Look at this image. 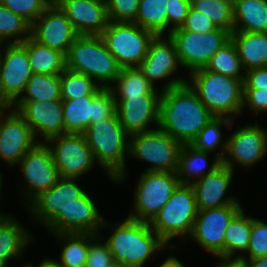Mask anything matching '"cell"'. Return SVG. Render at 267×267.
Returning <instances> with one entry per match:
<instances>
[{"label": "cell", "mask_w": 267, "mask_h": 267, "mask_svg": "<svg viewBox=\"0 0 267 267\" xmlns=\"http://www.w3.org/2000/svg\"><path fill=\"white\" fill-rule=\"evenodd\" d=\"M9 110H0V159L13 167L40 140H36L30 126L14 108L8 115L5 113Z\"/></svg>", "instance_id": "cell-16"}, {"label": "cell", "mask_w": 267, "mask_h": 267, "mask_svg": "<svg viewBox=\"0 0 267 267\" xmlns=\"http://www.w3.org/2000/svg\"><path fill=\"white\" fill-rule=\"evenodd\" d=\"M102 235H97L90 243L85 267H108L115 260L106 242H99Z\"/></svg>", "instance_id": "cell-45"}, {"label": "cell", "mask_w": 267, "mask_h": 267, "mask_svg": "<svg viewBox=\"0 0 267 267\" xmlns=\"http://www.w3.org/2000/svg\"><path fill=\"white\" fill-rule=\"evenodd\" d=\"M0 108L3 109V88L1 83V69H0Z\"/></svg>", "instance_id": "cell-54"}, {"label": "cell", "mask_w": 267, "mask_h": 267, "mask_svg": "<svg viewBox=\"0 0 267 267\" xmlns=\"http://www.w3.org/2000/svg\"><path fill=\"white\" fill-rule=\"evenodd\" d=\"M222 260L217 267H246L240 259H220Z\"/></svg>", "instance_id": "cell-51"}, {"label": "cell", "mask_w": 267, "mask_h": 267, "mask_svg": "<svg viewBox=\"0 0 267 267\" xmlns=\"http://www.w3.org/2000/svg\"><path fill=\"white\" fill-rule=\"evenodd\" d=\"M65 58L66 69L87 75L103 88L112 86L122 70L101 35H78Z\"/></svg>", "instance_id": "cell-4"}, {"label": "cell", "mask_w": 267, "mask_h": 267, "mask_svg": "<svg viewBox=\"0 0 267 267\" xmlns=\"http://www.w3.org/2000/svg\"><path fill=\"white\" fill-rule=\"evenodd\" d=\"M33 239L12 216L0 217V267H7L10 260L19 258Z\"/></svg>", "instance_id": "cell-25"}, {"label": "cell", "mask_w": 267, "mask_h": 267, "mask_svg": "<svg viewBox=\"0 0 267 267\" xmlns=\"http://www.w3.org/2000/svg\"><path fill=\"white\" fill-rule=\"evenodd\" d=\"M110 86L114 98L141 97L147 94H162L139 70L138 67L122 68L121 73ZM118 94V95H117ZM119 96V97H118Z\"/></svg>", "instance_id": "cell-31"}, {"label": "cell", "mask_w": 267, "mask_h": 267, "mask_svg": "<svg viewBox=\"0 0 267 267\" xmlns=\"http://www.w3.org/2000/svg\"><path fill=\"white\" fill-rule=\"evenodd\" d=\"M53 235L63 243L58 263L62 267H85L89 243L97 234L56 233Z\"/></svg>", "instance_id": "cell-30"}, {"label": "cell", "mask_w": 267, "mask_h": 267, "mask_svg": "<svg viewBox=\"0 0 267 267\" xmlns=\"http://www.w3.org/2000/svg\"><path fill=\"white\" fill-rule=\"evenodd\" d=\"M16 110L32 129L36 136L44 138L45 143L56 136L64 134L62 100L50 102L15 101L11 108Z\"/></svg>", "instance_id": "cell-18"}, {"label": "cell", "mask_w": 267, "mask_h": 267, "mask_svg": "<svg viewBox=\"0 0 267 267\" xmlns=\"http://www.w3.org/2000/svg\"><path fill=\"white\" fill-rule=\"evenodd\" d=\"M198 214L192 185L179 184L168 202L149 222L151 229L167 244L173 237H190Z\"/></svg>", "instance_id": "cell-6"}, {"label": "cell", "mask_w": 267, "mask_h": 267, "mask_svg": "<svg viewBox=\"0 0 267 267\" xmlns=\"http://www.w3.org/2000/svg\"><path fill=\"white\" fill-rule=\"evenodd\" d=\"M209 154L210 152L198 150L190 144L182 145L179 153L178 167L176 170L180 184L191 185L194 177H196L194 181H197L208 173L215 171L222 165V159L215 156L216 158L212 162V165L208 167L207 158ZM192 178L193 180H191Z\"/></svg>", "instance_id": "cell-26"}, {"label": "cell", "mask_w": 267, "mask_h": 267, "mask_svg": "<svg viewBox=\"0 0 267 267\" xmlns=\"http://www.w3.org/2000/svg\"><path fill=\"white\" fill-rule=\"evenodd\" d=\"M116 113V101L110 88H102L92 100V124Z\"/></svg>", "instance_id": "cell-44"}, {"label": "cell", "mask_w": 267, "mask_h": 267, "mask_svg": "<svg viewBox=\"0 0 267 267\" xmlns=\"http://www.w3.org/2000/svg\"><path fill=\"white\" fill-rule=\"evenodd\" d=\"M241 209V205H224L198 211L190 238L213 256L224 259L226 227Z\"/></svg>", "instance_id": "cell-12"}, {"label": "cell", "mask_w": 267, "mask_h": 267, "mask_svg": "<svg viewBox=\"0 0 267 267\" xmlns=\"http://www.w3.org/2000/svg\"><path fill=\"white\" fill-rule=\"evenodd\" d=\"M246 267H267V255L255 259H240Z\"/></svg>", "instance_id": "cell-50"}, {"label": "cell", "mask_w": 267, "mask_h": 267, "mask_svg": "<svg viewBox=\"0 0 267 267\" xmlns=\"http://www.w3.org/2000/svg\"><path fill=\"white\" fill-rule=\"evenodd\" d=\"M168 35L175 44L180 66L190 72L205 67L212 55L231 39V33L222 28L203 34L178 28Z\"/></svg>", "instance_id": "cell-10"}, {"label": "cell", "mask_w": 267, "mask_h": 267, "mask_svg": "<svg viewBox=\"0 0 267 267\" xmlns=\"http://www.w3.org/2000/svg\"><path fill=\"white\" fill-rule=\"evenodd\" d=\"M249 107L257 115L267 111V90L266 89H244L243 106Z\"/></svg>", "instance_id": "cell-48"}, {"label": "cell", "mask_w": 267, "mask_h": 267, "mask_svg": "<svg viewBox=\"0 0 267 267\" xmlns=\"http://www.w3.org/2000/svg\"><path fill=\"white\" fill-rule=\"evenodd\" d=\"M114 100L119 122L130 136L153 130L149 127L151 123L158 127L161 94L114 98Z\"/></svg>", "instance_id": "cell-21"}, {"label": "cell", "mask_w": 267, "mask_h": 267, "mask_svg": "<svg viewBox=\"0 0 267 267\" xmlns=\"http://www.w3.org/2000/svg\"><path fill=\"white\" fill-rule=\"evenodd\" d=\"M27 267H34V265L32 266V264H25ZM37 267H62L58 261H54L52 259H48V258H45L42 262H40V264L37 266Z\"/></svg>", "instance_id": "cell-53"}, {"label": "cell", "mask_w": 267, "mask_h": 267, "mask_svg": "<svg viewBox=\"0 0 267 267\" xmlns=\"http://www.w3.org/2000/svg\"><path fill=\"white\" fill-rule=\"evenodd\" d=\"M65 0H51V4L54 6H60Z\"/></svg>", "instance_id": "cell-56"}, {"label": "cell", "mask_w": 267, "mask_h": 267, "mask_svg": "<svg viewBox=\"0 0 267 267\" xmlns=\"http://www.w3.org/2000/svg\"><path fill=\"white\" fill-rule=\"evenodd\" d=\"M22 44L27 48L33 74L57 75L66 69L64 53L38 43L31 36Z\"/></svg>", "instance_id": "cell-29"}, {"label": "cell", "mask_w": 267, "mask_h": 267, "mask_svg": "<svg viewBox=\"0 0 267 267\" xmlns=\"http://www.w3.org/2000/svg\"><path fill=\"white\" fill-rule=\"evenodd\" d=\"M204 68L241 80L245 79V72H241L242 70L244 71V67L232 39L212 55Z\"/></svg>", "instance_id": "cell-36"}, {"label": "cell", "mask_w": 267, "mask_h": 267, "mask_svg": "<svg viewBox=\"0 0 267 267\" xmlns=\"http://www.w3.org/2000/svg\"><path fill=\"white\" fill-rule=\"evenodd\" d=\"M249 258L243 253L235 259H255L267 255V223L251 217V232L247 251Z\"/></svg>", "instance_id": "cell-42"}, {"label": "cell", "mask_w": 267, "mask_h": 267, "mask_svg": "<svg viewBox=\"0 0 267 267\" xmlns=\"http://www.w3.org/2000/svg\"><path fill=\"white\" fill-rule=\"evenodd\" d=\"M0 3L32 25L51 5V0H0Z\"/></svg>", "instance_id": "cell-41"}, {"label": "cell", "mask_w": 267, "mask_h": 267, "mask_svg": "<svg viewBox=\"0 0 267 267\" xmlns=\"http://www.w3.org/2000/svg\"><path fill=\"white\" fill-rule=\"evenodd\" d=\"M84 135L96 163L106 170L110 179L117 183L126 180L125 156L129 155L130 135L117 114L90 124Z\"/></svg>", "instance_id": "cell-2"}, {"label": "cell", "mask_w": 267, "mask_h": 267, "mask_svg": "<svg viewBox=\"0 0 267 267\" xmlns=\"http://www.w3.org/2000/svg\"><path fill=\"white\" fill-rule=\"evenodd\" d=\"M160 267H185L176 257L170 255Z\"/></svg>", "instance_id": "cell-52"}, {"label": "cell", "mask_w": 267, "mask_h": 267, "mask_svg": "<svg viewBox=\"0 0 267 267\" xmlns=\"http://www.w3.org/2000/svg\"><path fill=\"white\" fill-rule=\"evenodd\" d=\"M20 170L26 181L27 200L29 203L42 191L50 189L60 178L54 163L50 147L45 142H38L19 161Z\"/></svg>", "instance_id": "cell-13"}, {"label": "cell", "mask_w": 267, "mask_h": 267, "mask_svg": "<svg viewBox=\"0 0 267 267\" xmlns=\"http://www.w3.org/2000/svg\"><path fill=\"white\" fill-rule=\"evenodd\" d=\"M94 96H83L74 100H62L64 134H84L92 124V100Z\"/></svg>", "instance_id": "cell-32"}, {"label": "cell", "mask_w": 267, "mask_h": 267, "mask_svg": "<svg viewBox=\"0 0 267 267\" xmlns=\"http://www.w3.org/2000/svg\"><path fill=\"white\" fill-rule=\"evenodd\" d=\"M2 181H3V176H2V174L0 172V192H1L2 184H3ZM2 216H6V215L5 214L4 215L3 214H0V217H2Z\"/></svg>", "instance_id": "cell-57"}, {"label": "cell", "mask_w": 267, "mask_h": 267, "mask_svg": "<svg viewBox=\"0 0 267 267\" xmlns=\"http://www.w3.org/2000/svg\"><path fill=\"white\" fill-rule=\"evenodd\" d=\"M168 0H140L137 18L134 23L155 35H164L168 31L166 4Z\"/></svg>", "instance_id": "cell-35"}, {"label": "cell", "mask_w": 267, "mask_h": 267, "mask_svg": "<svg viewBox=\"0 0 267 267\" xmlns=\"http://www.w3.org/2000/svg\"><path fill=\"white\" fill-rule=\"evenodd\" d=\"M105 241L116 262L143 267L145 262L168 245L151 229L149 222L127 217Z\"/></svg>", "instance_id": "cell-5"}, {"label": "cell", "mask_w": 267, "mask_h": 267, "mask_svg": "<svg viewBox=\"0 0 267 267\" xmlns=\"http://www.w3.org/2000/svg\"><path fill=\"white\" fill-rule=\"evenodd\" d=\"M180 77L162 88L158 127L182 144H190L214 116Z\"/></svg>", "instance_id": "cell-1"}, {"label": "cell", "mask_w": 267, "mask_h": 267, "mask_svg": "<svg viewBox=\"0 0 267 267\" xmlns=\"http://www.w3.org/2000/svg\"><path fill=\"white\" fill-rule=\"evenodd\" d=\"M140 0H106L109 21L134 23Z\"/></svg>", "instance_id": "cell-43"}, {"label": "cell", "mask_w": 267, "mask_h": 267, "mask_svg": "<svg viewBox=\"0 0 267 267\" xmlns=\"http://www.w3.org/2000/svg\"><path fill=\"white\" fill-rule=\"evenodd\" d=\"M77 36L66 14L52 4L31 25L35 41L65 55Z\"/></svg>", "instance_id": "cell-20"}, {"label": "cell", "mask_w": 267, "mask_h": 267, "mask_svg": "<svg viewBox=\"0 0 267 267\" xmlns=\"http://www.w3.org/2000/svg\"><path fill=\"white\" fill-rule=\"evenodd\" d=\"M46 143L60 177L78 178L93 168L96 162L84 134L65 133Z\"/></svg>", "instance_id": "cell-11"}, {"label": "cell", "mask_w": 267, "mask_h": 267, "mask_svg": "<svg viewBox=\"0 0 267 267\" xmlns=\"http://www.w3.org/2000/svg\"><path fill=\"white\" fill-rule=\"evenodd\" d=\"M109 52L122 68L138 67L155 34L136 23L110 21L101 34Z\"/></svg>", "instance_id": "cell-7"}, {"label": "cell", "mask_w": 267, "mask_h": 267, "mask_svg": "<svg viewBox=\"0 0 267 267\" xmlns=\"http://www.w3.org/2000/svg\"><path fill=\"white\" fill-rule=\"evenodd\" d=\"M233 173L231 168L222 164L215 171L193 181L191 185L195 192L198 211L224 205H241L233 196L224 197L232 182Z\"/></svg>", "instance_id": "cell-23"}, {"label": "cell", "mask_w": 267, "mask_h": 267, "mask_svg": "<svg viewBox=\"0 0 267 267\" xmlns=\"http://www.w3.org/2000/svg\"><path fill=\"white\" fill-rule=\"evenodd\" d=\"M59 7L78 35H101L110 22L106 0H65Z\"/></svg>", "instance_id": "cell-22"}, {"label": "cell", "mask_w": 267, "mask_h": 267, "mask_svg": "<svg viewBox=\"0 0 267 267\" xmlns=\"http://www.w3.org/2000/svg\"><path fill=\"white\" fill-rule=\"evenodd\" d=\"M129 155L152 165L145 171L176 172L182 143L161 128L130 136Z\"/></svg>", "instance_id": "cell-8"}, {"label": "cell", "mask_w": 267, "mask_h": 267, "mask_svg": "<svg viewBox=\"0 0 267 267\" xmlns=\"http://www.w3.org/2000/svg\"><path fill=\"white\" fill-rule=\"evenodd\" d=\"M61 100L95 96L103 87L87 75L65 69L60 74Z\"/></svg>", "instance_id": "cell-38"}, {"label": "cell", "mask_w": 267, "mask_h": 267, "mask_svg": "<svg viewBox=\"0 0 267 267\" xmlns=\"http://www.w3.org/2000/svg\"><path fill=\"white\" fill-rule=\"evenodd\" d=\"M108 267H129L127 265H124L123 263L121 262H116L114 261L112 264H110Z\"/></svg>", "instance_id": "cell-55"}, {"label": "cell", "mask_w": 267, "mask_h": 267, "mask_svg": "<svg viewBox=\"0 0 267 267\" xmlns=\"http://www.w3.org/2000/svg\"><path fill=\"white\" fill-rule=\"evenodd\" d=\"M180 65L175 44L168 35H155L148 47V53L138 66L144 76L154 85L160 79H169Z\"/></svg>", "instance_id": "cell-24"}, {"label": "cell", "mask_w": 267, "mask_h": 267, "mask_svg": "<svg viewBox=\"0 0 267 267\" xmlns=\"http://www.w3.org/2000/svg\"><path fill=\"white\" fill-rule=\"evenodd\" d=\"M233 31L267 33V0H233Z\"/></svg>", "instance_id": "cell-28"}, {"label": "cell", "mask_w": 267, "mask_h": 267, "mask_svg": "<svg viewBox=\"0 0 267 267\" xmlns=\"http://www.w3.org/2000/svg\"><path fill=\"white\" fill-rule=\"evenodd\" d=\"M190 76L192 82L187 83L214 117L233 119V114H242L244 80L204 67L192 71Z\"/></svg>", "instance_id": "cell-3"}, {"label": "cell", "mask_w": 267, "mask_h": 267, "mask_svg": "<svg viewBox=\"0 0 267 267\" xmlns=\"http://www.w3.org/2000/svg\"><path fill=\"white\" fill-rule=\"evenodd\" d=\"M232 122V119L227 117H214L196 135L190 145L198 150L206 152H212L213 150H216L218 145H221V151L217 153L215 152V155L223 159L227 148V140L224 142L221 139L223 137L221 134V126H230V129H232ZM222 141L223 143L220 144Z\"/></svg>", "instance_id": "cell-37"}, {"label": "cell", "mask_w": 267, "mask_h": 267, "mask_svg": "<svg viewBox=\"0 0 267 267\" xmlns=\"http://www.w3.org/2000/svg\"><path fill=\"white\" fill-rule=\"evenodd\" d=\"M251 232V216L241 209L229 222L224 234V259H235L236 251L246 252ZM233 256V257H232Z\"/></svg>", "instance_id": "cell-33"}, {"label": "cell", "mask_w": 267, "mask_h": 267, "mask_svg": "<svg viewBox=\"0 0 267 267\" xmlns=\"http://www.w3.org/2000/svg\"><path fill=\"white\" fill-rule=\"evenodd\" d=\"M244 89L267 90V66L247 70L245 72Z\"/></svg>", "instance_id": "cell-49"}, {"label": "cell", "mask_w": 267, "mask_h": 267, "mask_svg": "<svg viewBox=\"0 0 267 267\" xmlns=\"http://www.w3.org/2000/svg\"><path fill=\"white\" fill-rule=\"evenodd\" d=\"M60 99V74H33L25 86L23 95H21L16 101L50 102Z\"/></svg>", "instance_id": "cell-34"}, {"label": "cell", "mask_w": 267, "mask_h": 267, "mask_svg": "<svg viewBox=\"0 0 267 267\" xmlns=\"http://www.w3.org/2000/svg\"><path fill=\"white\" fill-rule=\"evenodd\" d=\"M191 7L206 14L218 28L233 32V0H191Z\"/></svg>", "instance_id": "cell-39"}, {"label": "cell", "mask_w": 267, "mask_h": 267, "mask_svg": "<svg viewBox=\"0 0 267 267\" xmlns=\"http://www.w3.org/2000/svg\"><path fill=\"white\" fill-rule=\"evenodd\" d=\"M5 48L4 55L0 50L3 109H11L12 104L22 95L33 73L27 48L22 43H8Z\"/></svg>", "instance_id": "cell-14"}, {"label": "cell", "mask_w": 267, "mask_h": 267, "mask_svg": "<svg viewBox=\"0 0 267 267\" xmlns=\"http://www.w3.org/2000/svg\"><path fill=\"white\" fill-rule=\"evenodd\" d=\"M30 36L31 25L0 3V45H3L4 41L8 44V40L9 44L22 43Z\"/></svg>", "instance_id": "cell-40"}, {"label": "cell", "mask_w": 267, "mask_h": 267, "mask_svg": "<svg viewBox=\"0 0 267 267\" xmlns=\"http://www.w3.org/2000/svg\"><path fill=\"white\" fill-rule=\"evenodd\" d=\"M191 7V0H168L166 4L167 18H168V29L170 26L169 33L175 29L181 28L183 25L188 11Z\"/></svg>", "instance_id": "cell-47"}, {"label": "cell", "mask_w": 267, "mask_h": 267, "mask_svg": "<svg viewBox=\"0 0 267 267\" xmlns=\"http://www.w3.org/2000/svg\"><path fill=\"white\" fill-rule=\"evenodd\" d=\"M227 138V148L222 164L234 171V164L251 167L267 154V130L258 123L239 127ZM227 155V156H226Z\"/></svg>", "instance_id": "cell-15"}, {"label": "cell", "mask_w": 267, "mask_h": 267, "mask_svg": "<svg viewBox=\"0 0 267 267\" xmlns=\"http://www.w3.org/2000/svg\"><path fill=\"white\" fill-rule=\"evenodd\" d=\"M109 227L93 199L85 192L64 212H60L46 228L56 233H91L99 235L102 228Z\"/></svg>", "instance_id": "cell-17"}, {"label": "cell", "mask_w": 267, "mask_h": 267, "mask_svg": "<svg viewBox=\"0 0 267 267\" xmlns=\"http://www.w3.org/2000/svg\"><path fill=\"white\" fill-rule=\"evenodd\" d=\"M218 27L212 22V20L204 13L199 12L192 7L188 11V15L181 26L182 30L206 33L216 30Z\"/></svg>", "instance_id": "cell-46"}, {"label": "cell", "mask_w": 267, "mask_h": 267, "mask_svg": "<svg viewBox=\"0 0 267 267\" xmlns=\"http://www.w3.org/2000/svg\"><path fill=\"white\" fill-rule=\"evenodd\" d=\"M77 178L60 177L50 189L42 191L28 205L33 217L47 226L60 212H64L85 191L75 182ZM31 205V206H30Z\"/></svg>", "instance_id": "cell-19"}, {"label": "cell", "mask_w": 267, "mask_h": 267, "mask_svg": "<svg viewBox=\"0 0 267 267\" xmlns=\"http://www.w3.org/2000/svg\"><path fill=\"white\" fill-rule=\"evenodd\" d=\"M134 192V220L150 222L180 184L176 172L144 171Z\"/></svg>", "instance_id": "cell-9"}, {"label": "cell", "mask_w": 267, "mask_h": 267, "mask_svg": "<svg viewBox=\"0 0 267 267\" xmlns=\"http://www.w3.org/2000/svg\"><path fill=\"white\" fill-rule=\"evenodd\" d=\"M231 39L245 72L267 66V33L233 31Z\"/></svg>", "instance_id": "cell-27"}]
</instances>
